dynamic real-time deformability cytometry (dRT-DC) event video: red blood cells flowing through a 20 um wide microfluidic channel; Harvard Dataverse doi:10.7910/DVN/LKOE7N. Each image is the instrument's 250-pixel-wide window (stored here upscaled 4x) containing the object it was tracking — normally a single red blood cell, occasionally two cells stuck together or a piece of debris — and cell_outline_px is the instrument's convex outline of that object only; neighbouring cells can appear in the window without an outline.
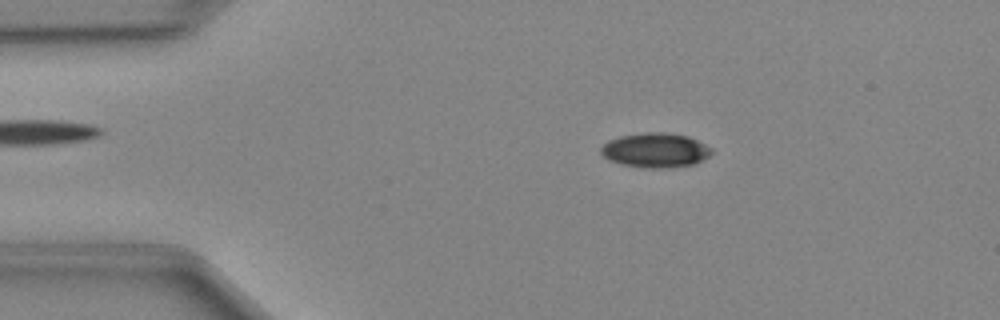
{"species": "Egyptian fruit bat (a non-hibernating species)", "species_latin": "Rousettus aegyptiacus", "temperature_condition": "cold", "stored_images_in_passage": 46, "camera_frame_rate_fps": 3000, "um_per_image_px": 0.085, "animal": {"sex": "female"}, "frame": {"image": 1, "passage_image": 6, "time_ms": 1.667, "image_size_px": [1000, 320], "cell_outline_px": [[712, 152], [708, 156], [692, 164], [668, 168], [644, 168], [620, 164], [608, 160], [600, 152], [600, 148], [608, 140], [620, 136], [644, 132], [664, 132], [688, 136], [712, 148]], "centroid_in_image_um": [55.66, 12.77], "position_along_channel_um": 29.3, "area_um2": 22.25}}
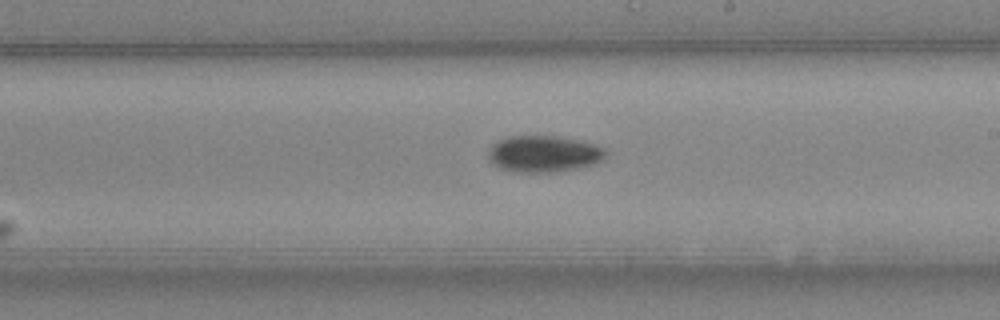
{"frame": {"image": 2, "passage_image": 25, "time_ms": 8.0, "image_size_px": [1000, 320], "cell_outline_px": [[604, 156], [596, 164], [580, 168], [552, 172], [520, 172], [500, 168], [488, 156], [488, 148], [492, 144], [508, 136], [556, 136], [592, 144], [604, 148]], "centroid_in_image_um": [46.2, 13.08], "position_along_channel_um": 242.8, "area_um2": 24.57}}
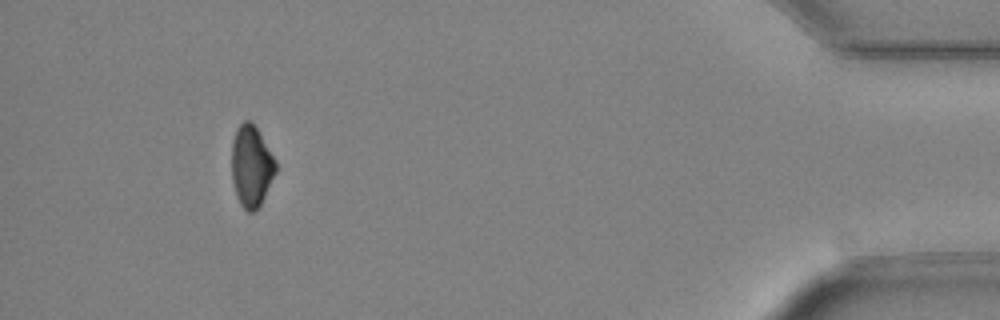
{"frame": {"image": 3, "passage_image": 42, "time_ms": 13.667, "image_size_px": [1000, 320], "cell_outline_px": [[276, 172], [260, 204], [252, 212], [248, 212], [240, 204], [236, 196], [232, 180], [232, 140], [236, 128], [244, 120], [252, 120], [276, 160]], "centroid_in_image_um": [21.35, 14.08], "position_along_channel_um": 413.9, "area_um2": 20.87}}